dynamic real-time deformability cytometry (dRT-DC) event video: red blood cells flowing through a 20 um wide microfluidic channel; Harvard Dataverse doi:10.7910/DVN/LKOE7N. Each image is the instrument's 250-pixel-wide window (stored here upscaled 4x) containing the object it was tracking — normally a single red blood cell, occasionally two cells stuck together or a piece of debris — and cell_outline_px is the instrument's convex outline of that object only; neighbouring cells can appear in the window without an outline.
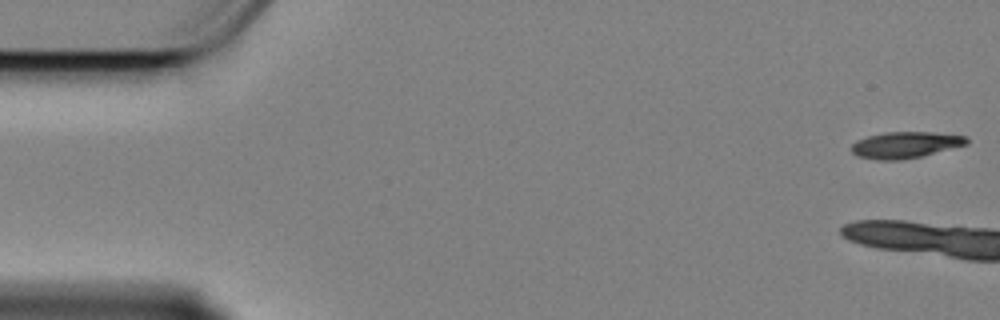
{"species": "Egyptian fruit bat (a non-hibernating species)", "species_latin": "Rousettus aegyptiacus", "temperature_condition": "cold", "stored_images_in_passage": 5, "camera_frame_rate_fps": 3000, "um_per_image_px": 0.085, "animal": {"sex": "female"}, "frame": {"image": 1, "passage_image": 1, "time_ms": 0.0, "image_size_px": [1000, 320], "cell_outline_px": [[968, 144], [920, 156], [900, 160], [876, 160], [856, 156], [852, 152], [852, 144], [856, 140], [868, 136], [884, 132], [932, 132], [964, 136], [968, 140]], "centroid_in_image_um": [76.91, 12.32], "position_along_channel_um": 8.1, "area_um2": 17.57}}